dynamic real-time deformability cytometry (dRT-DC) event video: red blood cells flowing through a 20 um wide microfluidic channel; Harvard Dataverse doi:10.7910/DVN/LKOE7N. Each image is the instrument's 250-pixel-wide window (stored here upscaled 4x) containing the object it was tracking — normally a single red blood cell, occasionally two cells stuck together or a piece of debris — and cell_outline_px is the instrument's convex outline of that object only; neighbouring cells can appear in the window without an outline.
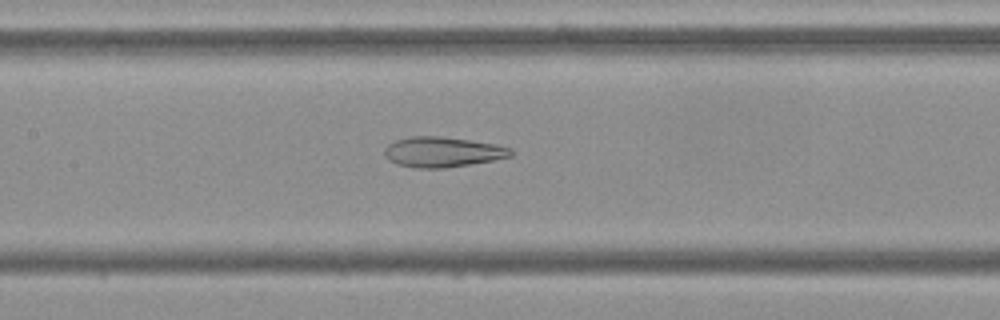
{"species": "Egyptian fruit bat (a non-hibernating species)", "species_latin": "Rousettus aegyptiacus", "temperature_condition": "cold", "stored_images_in_passage": 54, "camera_frame_rate_fps": 3000, "um_per_image_px": 0.085, "frame": {"image": 1, "passage_image": 25, "time_ms": 8.0, "image_size_px": [1000, 320], "cell_outline_px": [[516, 152], [512, 156], [492, 160], [444, 168], [416, 168], [396, 164], [388, 160], [384, 156], [384, 148], [388, 144], [396, 140], [412, 136], [440, 136], [496, 144], [512, 148]], "centroid_in_image_um": [37.61, 12.92], "position_along_channel_um": 169.8, "area_um2": 22.31}}
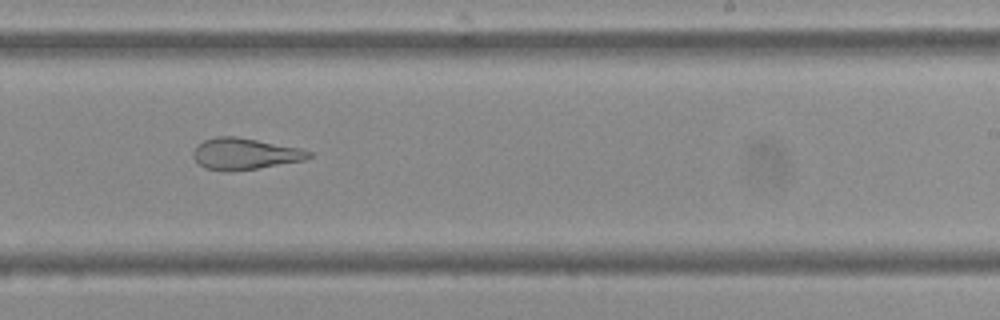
{"frame": {"image": 2, "passage_image": 33, "time_ms": 10.667, "image_size_px": [1000, 320], "cell_outline_px": [[312, 156], [308, 160], [232, 172], [204, 168], [192, 156], [192, 152], [196, 144], [204, 140], [216, 136], [236, 136], [300, 148], [312, 152]], "centroid_in_image_um": [20.8, 13.07], "position_along_channel_um": 268.2, "area_um2": 21.39}}
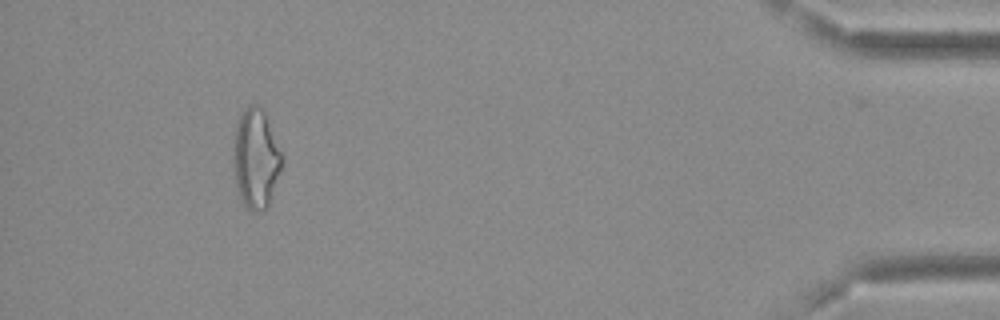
{"frame": {"image": 3, "passage_image": 50, "time_ms": 16.333, "image_size_px": [1000, 320], "cell_outline_px": [[284, 160], [268, 204], [260, 212], [252, 212], [244, 204], [240, 196], [236, 184], [232, 160], [232, 148], [236, 120], [240, 112], [248, 104], [256, 104], [264, 108], [284, 156]], "centroid_in_image_um": [21.73, 13.38], "position_along_channel_um": 413.5, "area_um2": 28.9}, "authors_computed_cell_mechanics": {"area_um2": 26.588, "velocity_mm_per_s": 3.7057, "shape_relaxation_time_tau1_ms": null, "shape_relaxation_time_tau2_ms": 2.3414, "deformation_change_tau1": null, "deformation_change_tau2": 0.1144}}